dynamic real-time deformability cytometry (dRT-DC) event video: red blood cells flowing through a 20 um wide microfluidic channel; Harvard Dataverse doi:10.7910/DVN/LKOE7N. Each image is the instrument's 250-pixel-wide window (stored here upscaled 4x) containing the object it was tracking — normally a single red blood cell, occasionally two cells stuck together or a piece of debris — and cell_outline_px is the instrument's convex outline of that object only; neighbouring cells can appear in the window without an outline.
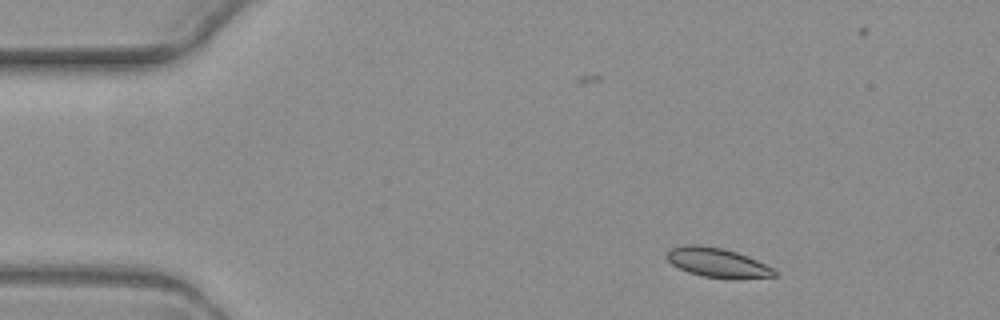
{"species": "common noctule bat (a hibernating species)", "species_latin": "Nyctalus noctula", "temperature_condition": "warm", "stored_images_in_passage": 5, "camera_frame_rate_fps": 3000, "um_per_image_px": 0.085, "animal": {"sex": "female", "body_mass_g": 19.3, "forearm_length_mm": 54.1}, "frame": {"image": 1, "passage_image": 2, "time_ms": 1.0, "image_size_px": [1000, 320], "cell_outline_px": [[776, 276], [736, 280], [704, 276], [688, 272], [672, 264], [664, 256], [672, 248], [684, 244], [700, 244], [724, 248], [748, 256], [772, 268], [776, 272]], "centroid_in_image_um": [60.98, 22.32], "position_along_channel_um": 24.0, "area_um2": 18.61}}
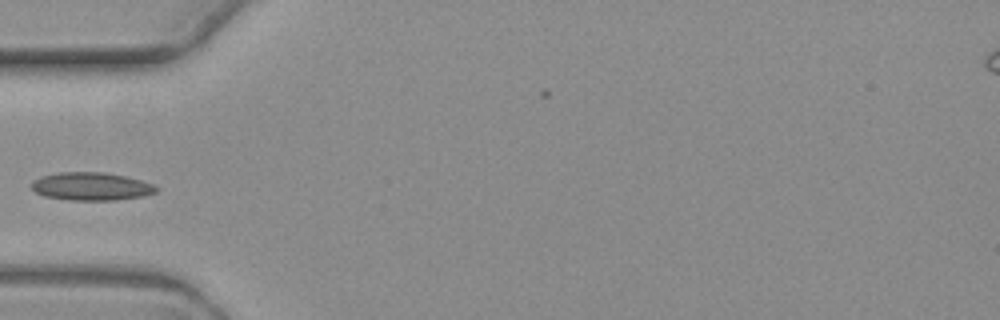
{"frame": {"image": 2, "passage_image": 5, "time_ms": 4.667, "image_size_px": [1000, 320], "cell_outline_px": [[160, 188], [156, 192], [144, 196], [116, 200], [68, 200], [44, 196], [36, 192], [32, 188], [32, 184], [40, 176], [56, 172], [104, 172], [124, 176], [140, 180], [152, 184]], "centroid_in_image_um": [7.77, 15.84], "position_along_channel_um": 77.2, "area_um2": 20.35}}